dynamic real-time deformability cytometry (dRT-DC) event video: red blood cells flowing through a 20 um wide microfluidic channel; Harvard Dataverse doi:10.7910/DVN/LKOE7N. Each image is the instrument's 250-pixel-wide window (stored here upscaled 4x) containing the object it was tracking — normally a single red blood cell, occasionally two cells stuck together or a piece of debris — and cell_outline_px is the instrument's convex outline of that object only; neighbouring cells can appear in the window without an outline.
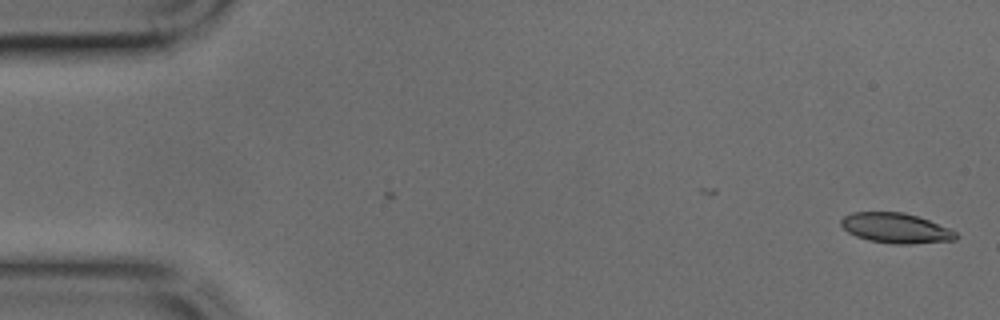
{"species": "common noctule bat (a hibernating species)", "species_latin": "Nyctalus noctula", "temperature_condition": "cold", "stored_images_in_passage": 5, "camera_frame_rate_fps": 3000, "um_per_image_px": 0.085, "animal": {"sex": "male", "body_mass_g": 17.9, "forearm_length_mm": 54.2}, "frame": {"image": 1, "passage_image": 5, "time_ms": 1.333, "image_size_px": [1000, 320], "cell_outline_px": [[960, 236], [956, 240], [912, 244], [892, 244], [868, 240], [856, 236], [848, 232], [840, 224], [840, 220], [844, 216], [852, 212], [904, 212], [928, 220], [948, 228], [956, 232]], "centroid_in_image_um": [76.14, 19.4], "position_along_channel_um": 8.9, "area_um2": 20.17}}